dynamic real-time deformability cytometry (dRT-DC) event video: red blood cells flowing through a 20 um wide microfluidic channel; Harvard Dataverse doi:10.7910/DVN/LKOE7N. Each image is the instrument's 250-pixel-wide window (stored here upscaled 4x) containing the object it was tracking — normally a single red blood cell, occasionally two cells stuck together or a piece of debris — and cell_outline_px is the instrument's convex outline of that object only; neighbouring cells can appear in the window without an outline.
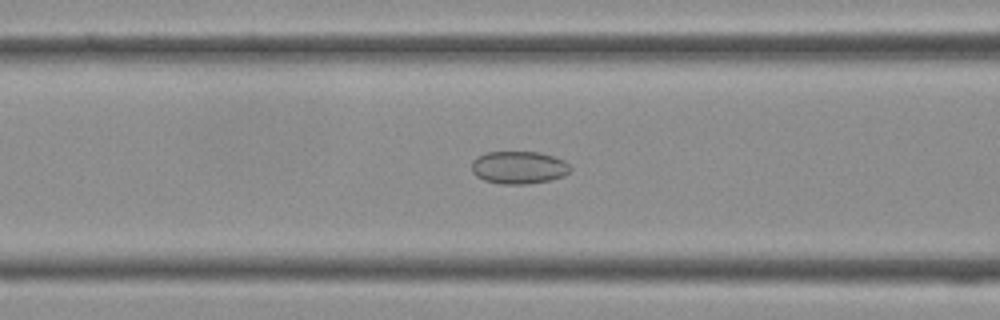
{"species": "Egyptian fruit bat (a non-hibernating species)", "species_latin": "Rousettus aegyptiacus", "temperature_condition": "cold", "stored_images_in_passage": 34, "camera_frame_rate_fps": 3000, "um_per_image_px": 0.085, "frame": {"image": 1, "passage_image": 10, "time_ms": 3.0, "image_size_px": [1000, 320], "cell_outline_px": [[572, 168], [564, 176], [548, 180], [528, 184], [500, 184], [484, 180], [476, 176], [472, 172], [472, 160], [476, 156], [488, 152], [540, 152], [564, 160]], "centroid_in_image_um": [44.07, 14.23], "position_along_channel_um": 122.5, "area_um2": 18.84}}
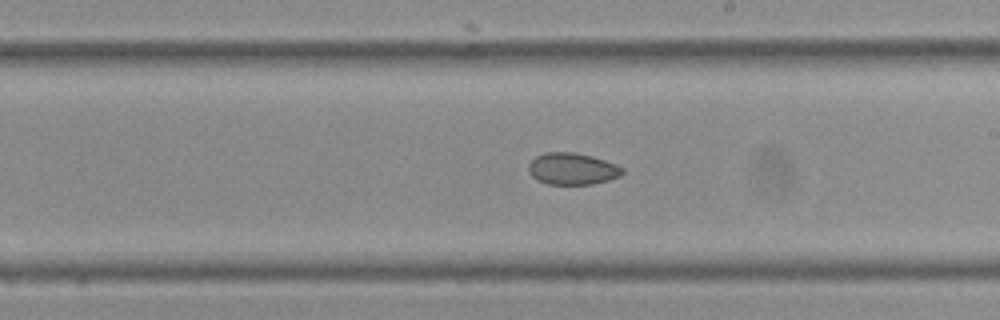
{"frame": {"image": 2, "passage_image": 17, "time_ms": 5.333, "image_size_px": [1000, 320], "cell_outline_px": [[624, 172], [620, 176], [608, 180], [592, 184], [548, 184], [536, 180], [528, 172], [528, 164], [536, 156], [544, 152], [576, 152], [592, 156], [616, 164], [624, 168]], "centroid_in_image_um": [48.63, 14.34], "position_along_channel_um": 240.4, "area_um2": 17.51}}
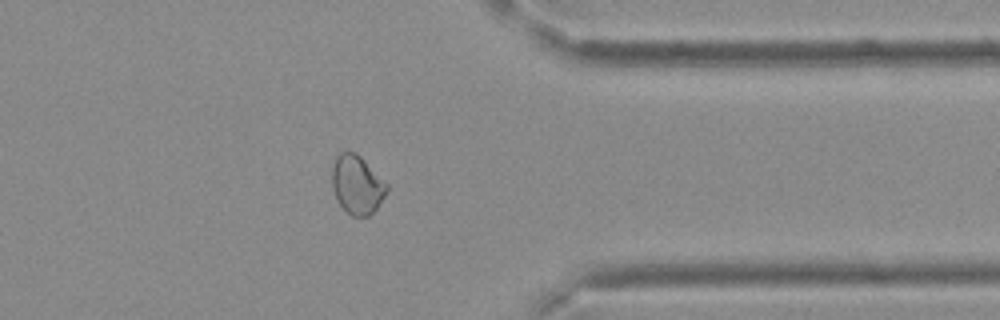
{"frame": {"image": 3, "passage_image": 26, "time_ms": 8.333, "image_size_px": [1000, 320], "cell_outline_px": [[388, 192], [376, 208], [368, 216], [352, 216], [340, 204], [332, 188], [332, 164], [336, 156], [340, 152], [356, 152], [388, 184]], "centroid_in_image_um": [30.35, 15.68], "position_along_channel_um": 381.1, "area_um2": 18.61}}